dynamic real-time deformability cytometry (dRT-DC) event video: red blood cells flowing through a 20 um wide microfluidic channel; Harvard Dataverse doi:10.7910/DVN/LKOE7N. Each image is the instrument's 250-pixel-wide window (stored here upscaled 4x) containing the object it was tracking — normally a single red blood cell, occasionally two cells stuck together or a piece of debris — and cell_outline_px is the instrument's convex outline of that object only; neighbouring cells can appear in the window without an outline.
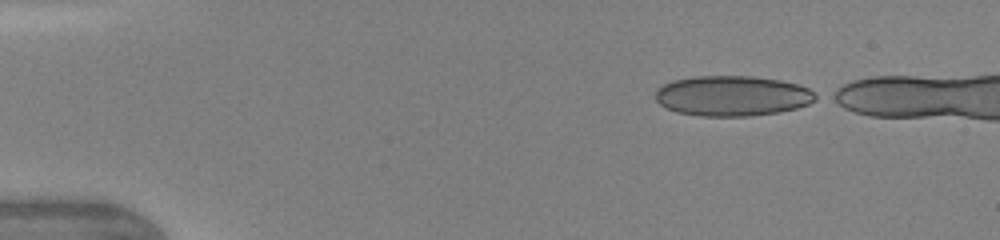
{"species": "human", "species_latin": "Homo sapiens", "temperature_condition": "warm", "stored_images_in_passage": 4, "camera_frame_rate_fps": 3000, "um_per_image_px": 0.085, "donor": {"sex": "female"}, "frame": {"image": 1, "passage_image": 1, "time_ms": 0.0, "image_size_px": [1000, 240], "cell_outline_px": [[820, 96], [816, 100], [808, 104], [796, 108], [776, 112], [752, 116], [700, 116], [676, 112], [660, 104], [656, 100], [656, 88], [672, 80], [692, 76], [756, 76], [780, 80], [796, 84], [808, 88]], "centroid_in_image_um": [62.25, 8.14], "position_along_channel_um": 22.8, "area_um2": 37.8}}